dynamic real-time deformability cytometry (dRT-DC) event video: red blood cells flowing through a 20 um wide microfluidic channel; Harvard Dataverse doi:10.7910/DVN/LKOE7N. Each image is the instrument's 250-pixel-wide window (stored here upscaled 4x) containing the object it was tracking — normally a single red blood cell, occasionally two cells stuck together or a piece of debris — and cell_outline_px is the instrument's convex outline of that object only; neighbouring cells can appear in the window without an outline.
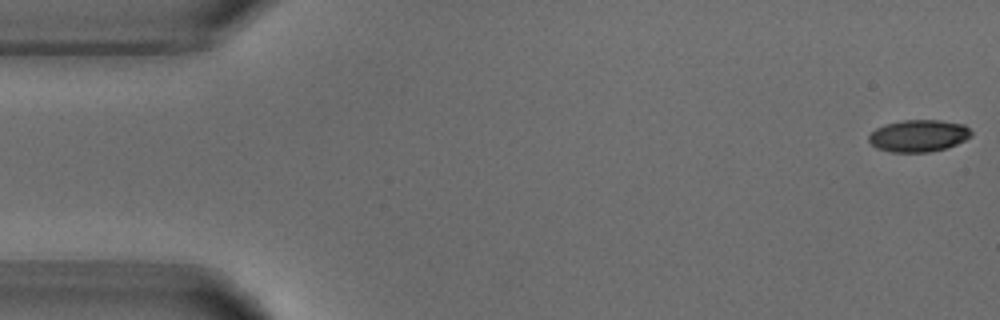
{"species": "common noctule bat (a hibernating species)", "species_latin": "Nyctalus noctula", "temperature_condition": "warm", "stored_images_in_passage": 52, "camera_frame_rate_fps": 3000, "um_per_image_px": 0.085, "animal": {"sex": "male", "body_mass_g": 18.8}, "frame": {"image": 1, "passage_image": 1, "time_ms": 0.0, "image_size_px": [1000, 320], "cell_outline_px": [[972, 136], [956, 144], [944, 148], [928, 152], [892, 152], [876, 148], [868, 140], [868, 136], [876, 128], [884, 124], [904, 120], [940, 120], [964, 124], [972, 132]], "centroid_in_image_um": [78.07, 11.53], "position_along_channel_um": 6.9, "area_um2": 19.07}}
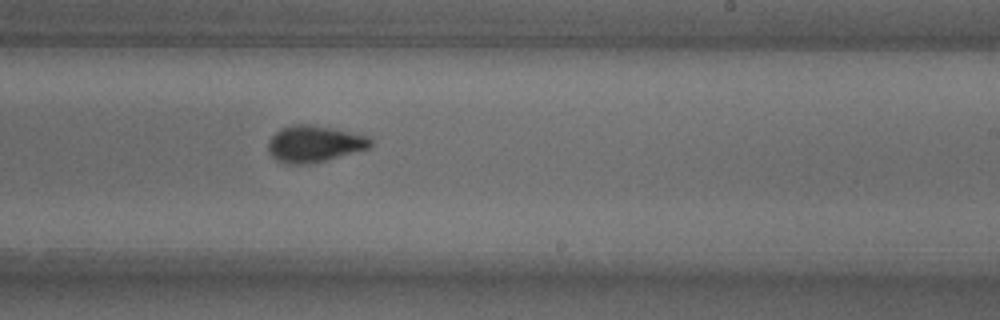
{"frame": {"image": 2, "passage_image": 31, "time_ms": 10.0, "image_size_px": [1000, 320], "cell_outline_px": [[372, 144], [368, 148], [328, 160], [304, 164], [288, 164], [276, 160], [268, 152], [268, 140], [280, 128], [292, 124], [312, 124], [368, 136], [372, 140]], "centroid_in_image_um": [26.68, 12.22], "position_along_channel_um": 262.3, "area_um2": 21.79}}
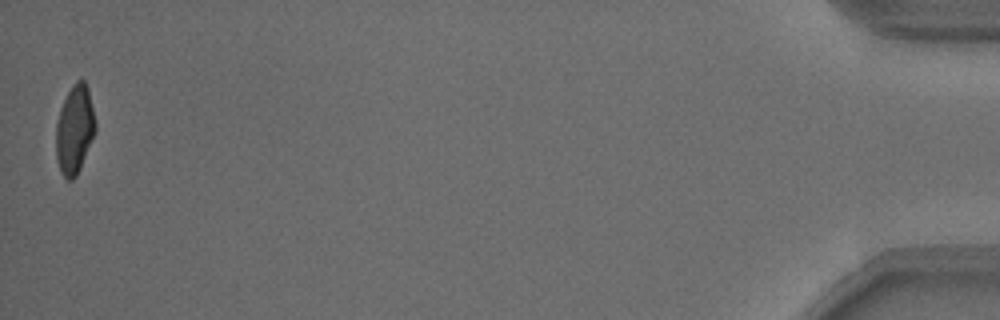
{"frame": {"image": 3, "passage_image": 52, "time_ms": 17.0, "image_size_px": [1000, 320], "cell_outline_px": [[96, 132], [80, 168], [76, 176], [72, 180], [68, 180], [64, 176], [60, 168], [56, 156], [56, 124], [60, 108], [72, 84], [76, 80], [84, 80], [88, 88], [96, 120]], "centroid_in_image_um": [6.36, 10.99], "position_along_channel_um": 428.8, "area_um2": 20.35}, "authors_computed_cell_mechanics": {"area_um2": 21.2126, "velocity_mm_per_s": 3.8019, "shape_relaxation_time_tau1_ms": 3.5055, "shape_relaxation_time_tau2_ms": 1.588, "deformation_change_tau1": 0.1557, "deformation_change_tau2": 0.0679}}